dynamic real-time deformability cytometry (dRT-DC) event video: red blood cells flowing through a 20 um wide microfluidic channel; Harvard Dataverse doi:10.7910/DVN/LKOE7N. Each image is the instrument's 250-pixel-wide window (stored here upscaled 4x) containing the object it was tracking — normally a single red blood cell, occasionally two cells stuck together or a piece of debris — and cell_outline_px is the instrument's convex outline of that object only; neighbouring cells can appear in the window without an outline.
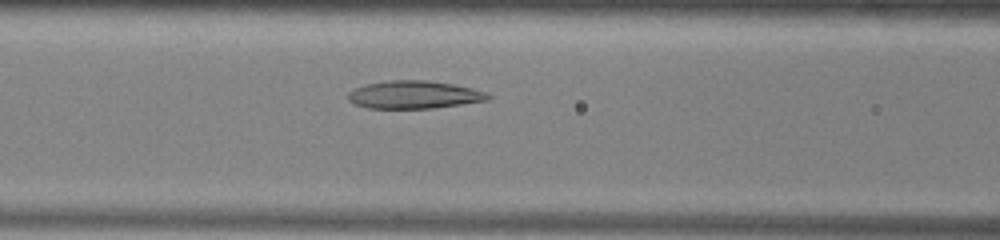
{"species": "common noctule bat (a hibernating species)", "species_latin": "Nyctalus noctula", "temperature_condition": "warm", "stored_images_in_passage": 39, "camera_frame_rate_fps": 3000, "um_per_image_px": 0.085, "animal": {"sex": "male", "body_mass_g": 13.0, "forearm_length_mm": 53.1}, "frame": {"image": 1, "passage_image": 19, "time_ms": 6.0, "image_size_px": [1000, 240], "cell_outline_px": [[492, 96], [488, 100], [432, 108], [368, 108], [356, 104], [348, 100], [348, 92], [364, 84], [388, 80], [428, 80], [452, 84], [472, 88], [488, 92]], "centroid_in_image_um": [35.2, 8.04], "position_along_channel_um": 131.4, "area_um2": 22.66}}
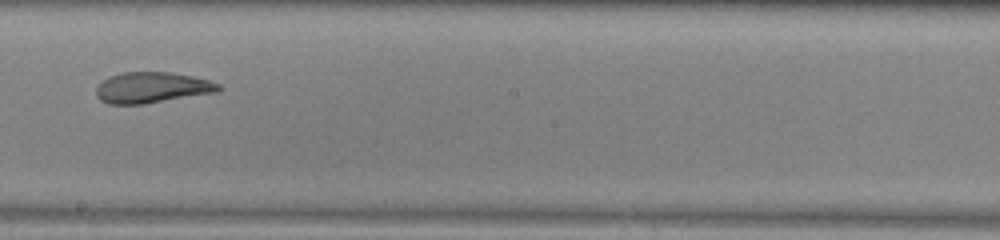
{"frame": {"image": 2, "passage_image": 27, "time_ms": 8.667, "image_size_px": [1000, 240], "cell_outline_px": [[224, 88], [220, 92], [144, 104], [108, 104], [100, 100], [96, 96], [96, 88], [100, 80], [108, 76], [124, 72], [172, 72], [192, 76], [208, 80], [220, 84]], "centroid_in_image_um": [12.93, 7.44], "position_along_channel_um": 235.3, "area_um2": 22.43}}
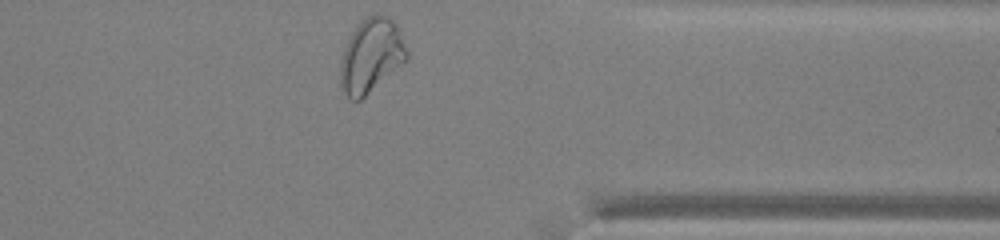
{"frame": {"image": 3, "passage_image": 39, "time_ms": 12.667, "image_size_px": [1000, 240], "cell_outline_px": [[408, 60], [360, 100], [352, 100], [344, 92], [340, 84], [340, 60], [344, 48], [352, 32], [368, 16], [380, 12], [388, 16], [396, 24], [408, 52]], "centroid_in_image_um": [31.55, 4.73], "position_along_channel_um": 379.8, "area_um2": 28.5}, "authors_computed_cell_mechanics": {"area_um2": 24.0448, "velocity_mm_per_s": 3.9101, "shape_relaxation_time_tau1_ms": null, "shape_relaxation_time_tau2_ms": 1.8763, "deformation_change_tau1": null, "deformation_change_tau2": 0.0705}}